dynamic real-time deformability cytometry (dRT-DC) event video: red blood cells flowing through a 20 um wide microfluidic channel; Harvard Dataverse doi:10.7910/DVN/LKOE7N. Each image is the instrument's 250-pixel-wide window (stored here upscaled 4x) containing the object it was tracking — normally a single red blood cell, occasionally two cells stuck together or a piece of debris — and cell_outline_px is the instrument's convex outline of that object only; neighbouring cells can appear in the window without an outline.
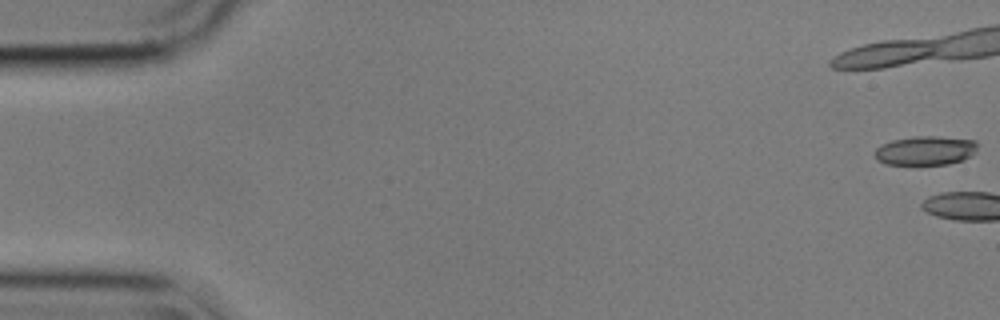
{"species": "common noctule bat (a hibernating species)", "species_latin": "Nyctalus noctula", "temperature_condition": "cold", "stored_images_in_passage": 4, "camera_frame_rate_fps": 3000, "um_per_image_px": 0.085, "animal": {"sex": "male", "body_mass_g": 17.9}, "frame": {"image": 1, "passage_image": 1, "time_ms": 0.0, "image_size_px": [1000, 320], "cell_outline_px": [[976, 152], [964, 160], [948, 164], [888, 164], [876, 160], [872, 152], [876, 148], [892, 140], [916, 136], [936, 136], [976, 140]], "centroid_in_image_um": [78.65, 12.8], "position_along_channel_um": 6.3, "area_um2": 17.46}}